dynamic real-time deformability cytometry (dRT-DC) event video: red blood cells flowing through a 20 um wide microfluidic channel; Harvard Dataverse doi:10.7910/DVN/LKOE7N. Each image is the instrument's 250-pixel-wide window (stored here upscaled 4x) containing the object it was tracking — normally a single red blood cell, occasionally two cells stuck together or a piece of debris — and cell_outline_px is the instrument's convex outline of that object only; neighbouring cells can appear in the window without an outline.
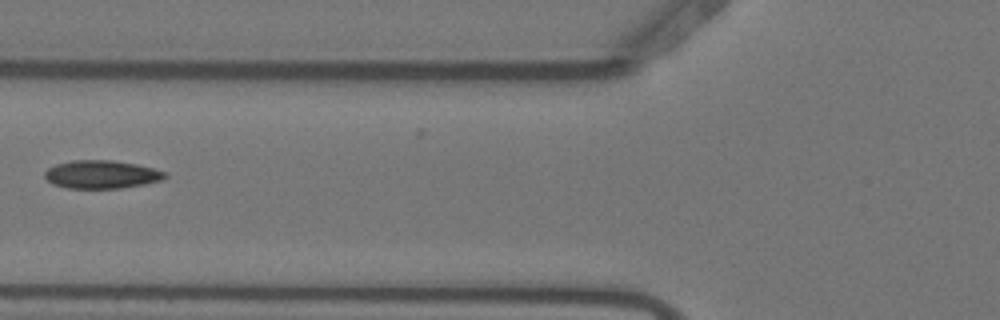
{"species": "Egyptian fruit bat (a non-hibernating species)", "species_latin": "Rousettus aegyptiacus", "temperature_condition": "warm", "stored_images_in_passage": 3, "camera_frame_rate_fps": 3000, "um_per_image_px": 0.085, "animal": {"sex": "female"}, "frame": {"image": 1, "passage_image": 2, "time_ms": 0.333, "image_size_px": [1000, 320], "cell_outline_px": [[168, 176], [164, 180], [144, 184], [120, 188], [68, 188], [52, 184], [44, 176], [44, 172], [48, 168], [56, 164], [72, 160], [112, 160], [136, 164], [168, 172]], "centroid_in_image_um": [8.65, 14.82], "position_along_channel_um": 117.1, "area_um2": 19.83}}
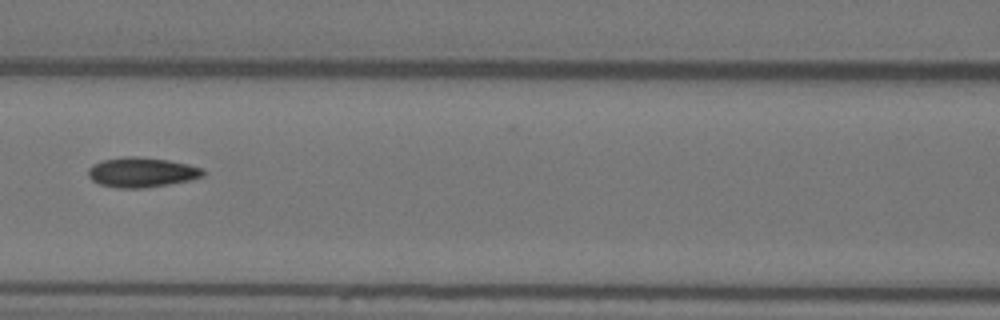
{"frame": {"image": 2, "passage_image": 3, "time_ms": 0.667, "image_size_px": [1000, 320], "cell_outline_px": [[204, 176], [192, 180], [144, 188], [120, 188], [100, 184], [92, 180], [88, 176], [88, 168], [92, 164], [104, 160], [124, 156], [136, 156], [168, 160], [188, 164], [204, 168]], "centroid_in_image_um": [12.06, 14.64], "position_along_channel_um": 154.5, "area_um2": 20.06}}